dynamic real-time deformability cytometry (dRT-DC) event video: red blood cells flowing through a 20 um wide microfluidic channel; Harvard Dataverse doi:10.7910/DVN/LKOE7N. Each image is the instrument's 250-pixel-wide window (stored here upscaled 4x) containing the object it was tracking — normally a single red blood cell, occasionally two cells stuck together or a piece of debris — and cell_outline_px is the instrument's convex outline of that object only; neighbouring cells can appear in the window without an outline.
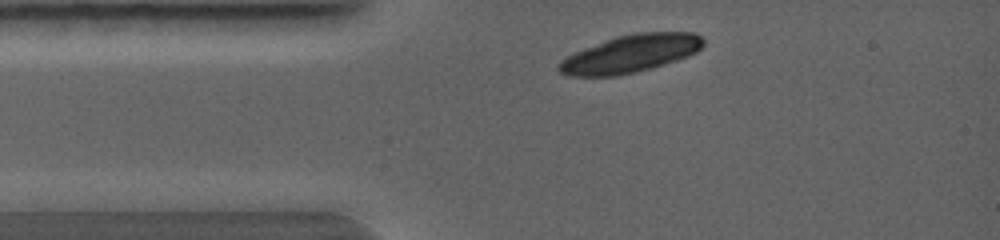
{"species": "common noctule bat (a hibernating species)", "species_latin": "Nyctalus noctula", "temperature_condition": "warm", "stored_images_in_passage": 1, "camera_frame_rate_fps": 5000, "um_per_image_px": 0.085, "animal": {"sex": "female", "body_mass_g": 19.0, "forearm_length_mm": 56.7}, "frame": {"image": 1, "passage_image": 1, "time_ms": 0.0, "image_size_px": [1000, 240], "cell_outline_px": [[704, 44], [696, 52], [688, 56], [652, 68], [636, 72], [616, 76], [568, 76], [560, 72], [556, 68], [556, 64], [560, 60], [584, 48], [616, 36], [636, 32], [696, 32], [704, 40]], "centroid_in_image_um": [53.58, 4.57], "position_along_channel_um": 31.4, "area_um2": 31.73}}